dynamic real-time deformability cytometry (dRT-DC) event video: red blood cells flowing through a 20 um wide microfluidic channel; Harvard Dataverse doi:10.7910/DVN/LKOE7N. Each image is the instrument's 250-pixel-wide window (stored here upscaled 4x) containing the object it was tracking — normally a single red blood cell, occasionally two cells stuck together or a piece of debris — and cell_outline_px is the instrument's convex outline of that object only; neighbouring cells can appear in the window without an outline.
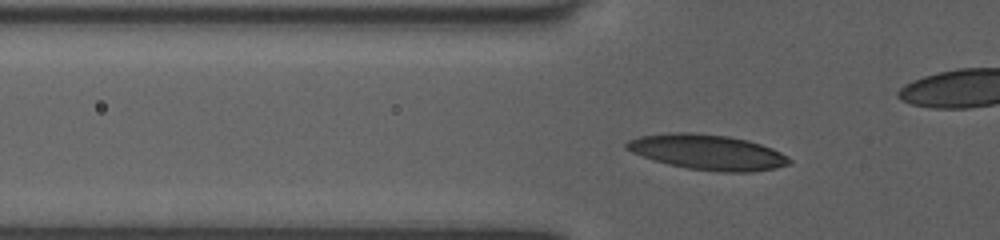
{"species": "human", "species_latin": "Homo sapiens", "temperature_condition": "room temperature", "stored_images_in_passage": 44, "camera_frame_rate_fps": 3000, "um_per_image_px": 0.085, "donor": {"sex": "female"}, "frame": {"image": 1, "passage_image": 10, "time_ms": 3.0, "image_size_px": [1000, 240], "cell_outline_px": [[792, 164], [776, 168], [752, 172], [720, 172], [688, 168], [668, 164], [632, 152], [624, 148], [624, 144], [628, 140], [640, 136], [668, 132], [692, 132], [728, 136], [748, 140], [772, 148], [788, 156], [792, 160]], "centroid_in_image_um": [60.17, 12.93], "position_along_channel_um": 65.6, "area_um2": 33.52}}
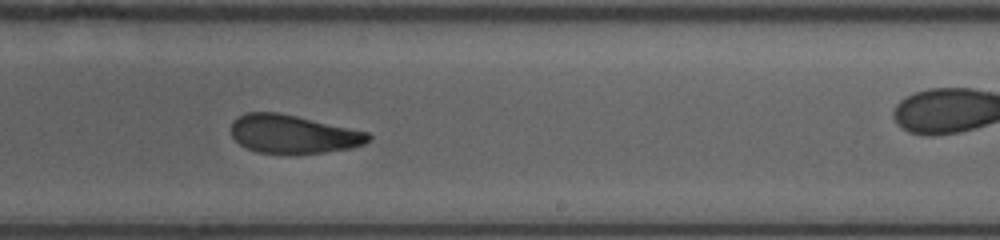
{"frame": {"image": 2, "passage_image": 25, "time_ms": 8.0, "image_size_px": [1000, 240], "cell_outline_px": [[372, 140], [364, 144], [352, 148], [324, 152], [256, 152], [240, 144], [232, 136], [232, 120], [248, 112], [276, 112], [296, 116], [368, 132], [372, 136]], "centroid_in_image_um": [24.94, 11.38], "position_along_channel_um": 264.1, "area_um2": 30.17}}
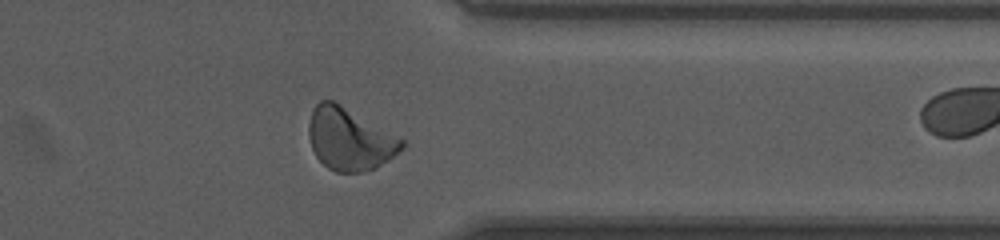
{"frame": {"image": 3, "passage_image": 34, "time_ms": 11.0, "image_size_px": [1000, 240], "cell_outline_px": [[404, 148], [388, 160], [376, 168], [360, 172], [336, 172], [328, 168], [316, 156], [312, 148], [308, 136], [308, 124], [312, 108], [320, 100], [332, 100], [340, 104], [404, 140]], "centroid_in_image_um": [29.68, 11.83], "position_along_channel_um": 381.7, "area_um2": 33.52}, "authors_computed_cell_mechanics": {"area_um2": 31.8189, "velocity_mm_per_s": 4.0378, "shape_relaxation_time_tau1_ms": 10.6547, "shape_relaxation_time_tau2_ms": 2.163, "deformation_change_tau1": 0.2143, "deformation_change_tau2": 0.0989}}